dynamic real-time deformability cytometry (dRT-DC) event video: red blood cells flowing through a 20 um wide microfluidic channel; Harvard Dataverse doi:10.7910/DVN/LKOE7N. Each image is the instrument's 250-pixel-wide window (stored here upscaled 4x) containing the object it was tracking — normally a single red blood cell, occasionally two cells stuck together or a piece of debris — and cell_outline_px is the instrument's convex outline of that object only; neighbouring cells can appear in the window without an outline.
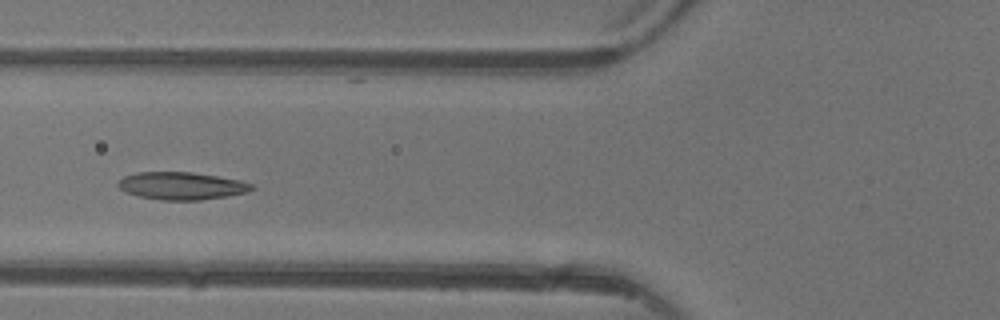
{"species": "common noctule bat (a hibernating species)", "species_latin": "Nyctalus noctula", "temperature_condition": "warm", "stored_images_in_passage": 5, "camera_frame_rate_fps": 3000, "um_per_image_px": 0.085, "animal": {"sex": "female"}, "frame": {"image": 1, "passage_image": 5, "time_ms": 4.667, "image_size_px": [1000, 320], "cell_outline_px": [[256, 188], [248, 192], [228, 196], [200, 200], [160, 200], [136, 196], [124, 192], [116, 184], [124, 176], [136, 172], [192, 172], [240, 180], [252, 184]], "centroid_in_image_um": [15.42, 15.8], "position_along_channel_um": 110.4, "area_um2": 21.62}}